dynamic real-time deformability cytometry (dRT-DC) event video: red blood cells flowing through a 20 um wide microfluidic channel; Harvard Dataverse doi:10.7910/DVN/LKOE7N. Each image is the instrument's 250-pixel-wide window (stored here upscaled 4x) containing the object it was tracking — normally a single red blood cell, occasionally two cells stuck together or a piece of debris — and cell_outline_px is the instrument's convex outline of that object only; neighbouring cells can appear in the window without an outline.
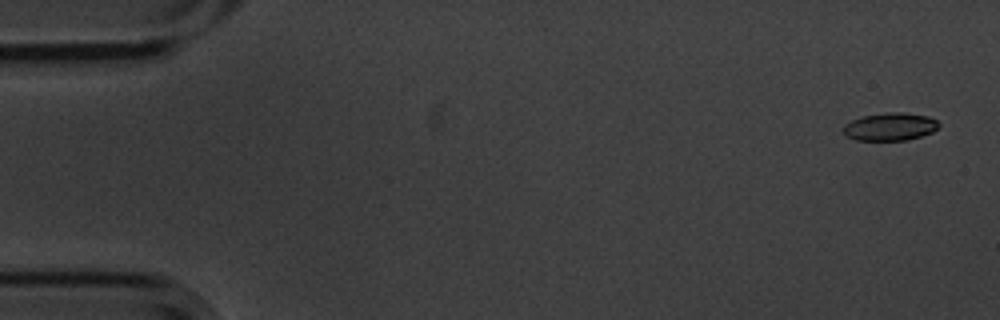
{"species": "common noctule bat (a hibernating species)", "species_latin": "Nyctalus noctula", "temperature_condition": "cold", "stored_images_in_passage": 5, "camera_frame_rate_fps": 3000, "um_per_image_px": 0.085, "animal": {"sex": "male", "body_mass_g": 20.1, "forearm_length_mm": 53.5}, "frame": {"image": 1, "passage_image": 1, "time_ms": 0.0, "image_size_px": [1000, 320], "cell_outline_px": [[940, 124], [932, 132], [908, 140], [856, 140], [844, 136], [844, 124], [852, 120], [864, 116], [892, 112], [904, 112], [928, 116], [936, 120]], "centroid_in_image_um": [75.65, 10.77], "position_along_channel_um": 9.4, "area_um2": 15.37}}
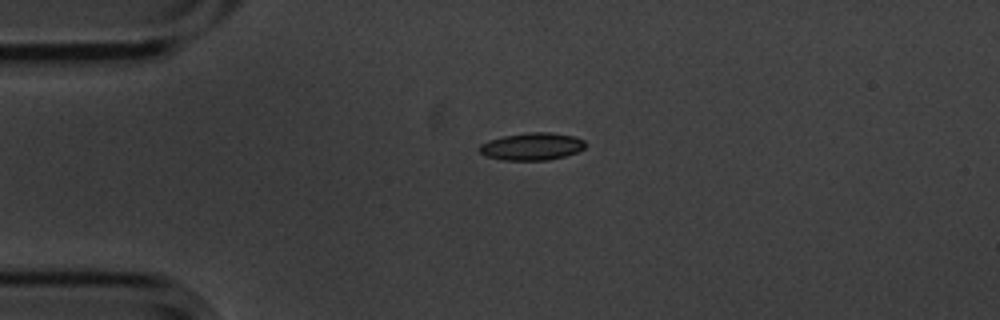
{"frame": {"image": 2, "passage_image": 4, "time_ms": 1.0, "image_size_px": [1000, 320], "cell_outline_px": [[584, 148], [576, 152], [564, 156], [548, 160], [500, 160], [484, 156], [476, 148], [480, 144], [488, 140], [504, 136], [532, 132], [548, 132], [572, 136], [584, 140]], "centroid_in_image_um": [45.14, 12.46], "position_along_channel_um": 39.9, "area_um2": 16.88}}
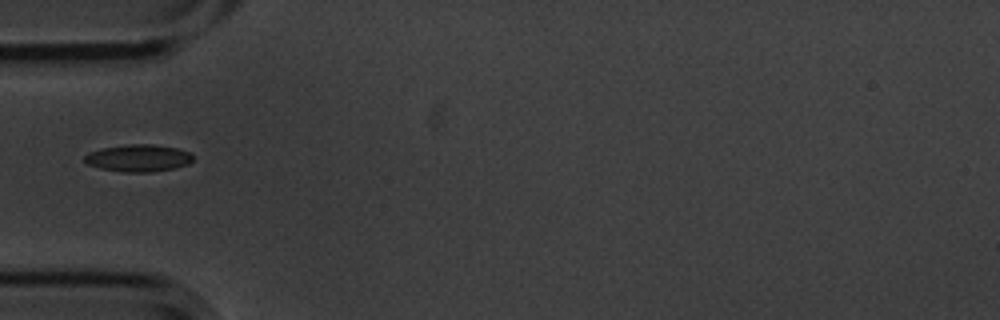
{"frame": {"image": 3, "passage_image": 5, "time_ms": 1.333, "image_size_px": [1000, 320], "cell_outline_px": [[192, 160], [188, 164], [176, 168], [152, 172], [120, 172], [100, 168], [84, 164], [84, 156], [88, 152], [100, 148], [128, 144], [152, 144], [176, 148], [192, 152]], "centroid_in_image_um": [11.73, 13.44], "position_along_channel_um": 73.3, "area_um2": 17.46}}